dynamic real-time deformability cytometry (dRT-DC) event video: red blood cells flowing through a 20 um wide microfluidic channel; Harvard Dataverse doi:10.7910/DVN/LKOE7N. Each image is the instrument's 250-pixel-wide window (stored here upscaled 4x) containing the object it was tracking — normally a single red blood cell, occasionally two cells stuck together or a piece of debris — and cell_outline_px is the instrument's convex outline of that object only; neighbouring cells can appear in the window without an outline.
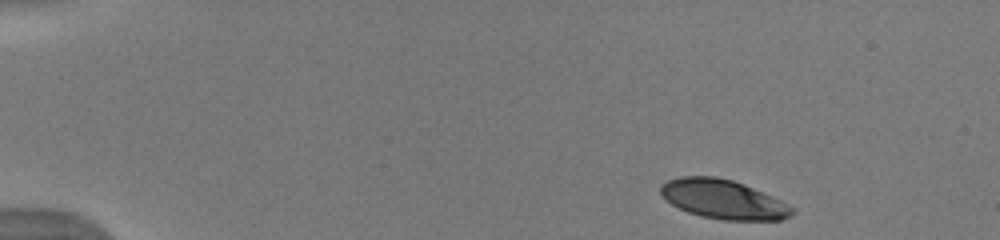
{"species": "human", "species_latin": "Homo sapiens", "temperature_condition": "warm", "stored_images_in_passage": 29, "camera_frame_rate_fps": 3000, "um_per_image_px": 0.085, "donor": {"sex": "male"}, "frame": {"image": 1, "passage_image": 1, "time_ms": 0.0, "image_size_px": [1000, 240], "cell_outline_px": [[796, 212], [792, 216], [780, 220], [724, 220], [700, 216], [688, 212], [664, 200], [660, 196], [660, 184], [668, 180], [680, 176], [716, 176], [732, 180], [744, 184], [772, 196], [796, 208]], "centroid_in_image_um": [61.47, 16.94], "position_along_channel_um": 23.5, "area_um2": 30.35}}
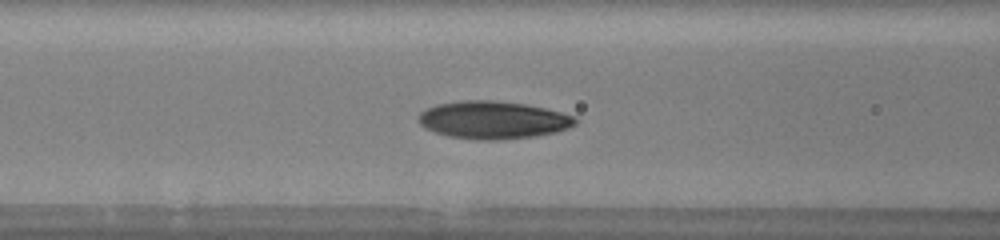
{"frame": {"image": 2, "passage_image": 11, "time_ms": 3.333, "image_size_px": [1000, 240], "cell_outline_px": [[580, 120], [576, 124], [568, 128], [556, 132], [536, 136], [496, 140], [476, 140], [448, 136], [424, 128], [420, 124], [420, 112], [436, 104], [460, 100], [496, 100], [524, 104], [544, 108], [576, 116]], "centroid_in_image_um": [41.94, 10.2], "position_along_channel_um": 124.7, "area_um2": 34.56}}
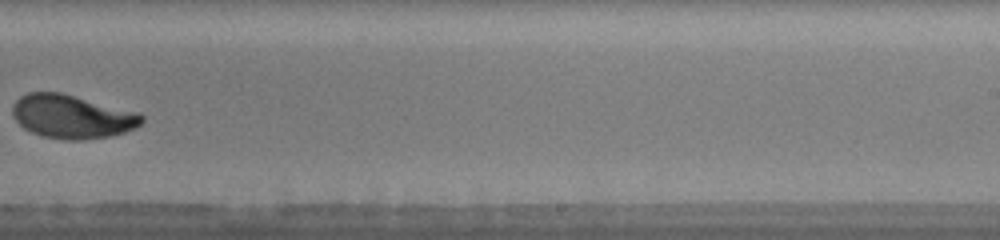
{"frame": {"image": 3, "passage_image": 19, "time_ms": 6.0, "image_size_px": [1000, 240], "cell_outline_px": [[144, 120], [136, 128], [124, 132], [108, 136], [80, 140], [64, 140], [44, 136], [32, 132], [24, 128], [12, 116], [12, 104], [20, 96], [28, 92], [60, 92], [140, 112], [144, 116]], "centroid_in_image_um": [6.13, 9.9], "position_along_channel_um": 282.9, "area_um2": 32.95}}